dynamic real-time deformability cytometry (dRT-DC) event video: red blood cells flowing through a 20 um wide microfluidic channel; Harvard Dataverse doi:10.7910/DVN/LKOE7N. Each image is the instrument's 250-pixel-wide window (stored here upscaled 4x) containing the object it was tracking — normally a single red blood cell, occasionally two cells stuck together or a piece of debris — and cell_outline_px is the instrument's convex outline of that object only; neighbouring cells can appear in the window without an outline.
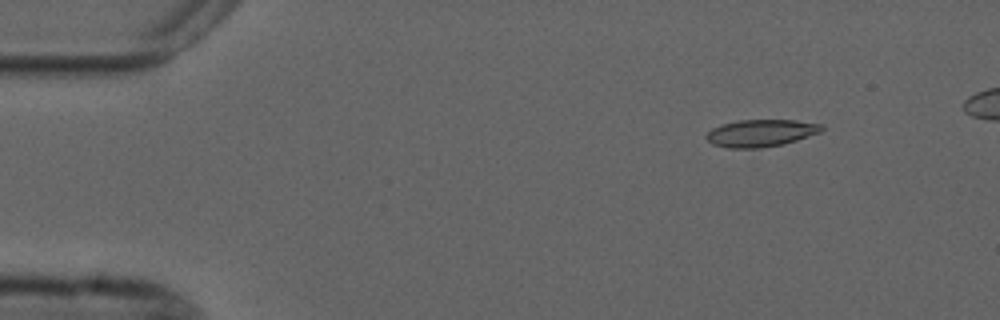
{"species": "common noctule bat (a hibernating species)", "species_latin": "Nyctalus noctula", "temperature_condition": "cold", "stored_images_in_passage": 4, "camera_frame_rate_fps": 3000, "um_per_image_px": 0.085, "animal": {"sex": "male", "forearm_length_mm": 52.5}, "frame": {"image": 1, "passage_image": 2, "time_ms": 1.667, "image_size_px": [1000, 320], "cell_outline_px": [[824, 128], [820, 132], [796, 140], [780, 144], [760, 148], [728, 148], [712, 144], [704, 136], [712, 128], [724, 124], [740, 120], [796, 120], [824, 124]], "centroid_in_image_um": [64.68, 11.3], "position_along_channel_um": 20.3, "area_um2": 18.15}}